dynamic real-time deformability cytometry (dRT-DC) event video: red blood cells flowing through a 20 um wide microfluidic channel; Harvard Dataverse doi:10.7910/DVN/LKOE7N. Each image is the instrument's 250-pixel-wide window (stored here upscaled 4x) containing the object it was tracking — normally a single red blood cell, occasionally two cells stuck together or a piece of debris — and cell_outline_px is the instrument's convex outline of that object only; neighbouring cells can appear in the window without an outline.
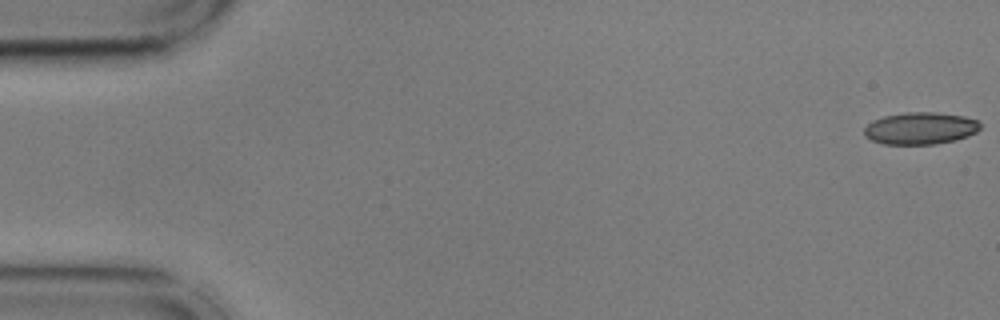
{"species": "common noctule bat (a hibernating species)", "species_latin": "Nyctalus noctula", "temperature_condition": "cold", "stored_images_in_passage": 55, "camera_frame_rate_fps": 3000, "um_per_image_px": 0.085, "animal": {"sex": "male", "body_mass_g": 17.9, "forearm_length_mm": 54.2}, "frame": {"image": 1, "passage_image": 1, "time_ms": 0.0, "image_size_px": [1000, 320], "cell_outline_px": [[980, 128], [976, 132], [968, 136], [956, 140], [936, 144], [884, 144], [872, 140], [864, 136], [864, 128], [872, 120], [884, 116], [904, 112], [936, 112], [964, 116], [980, 120]], "centroid_in_image_um": [78.24, 10.9], "position_along_channel_um": 6.8, "area_um2": 21.91}}
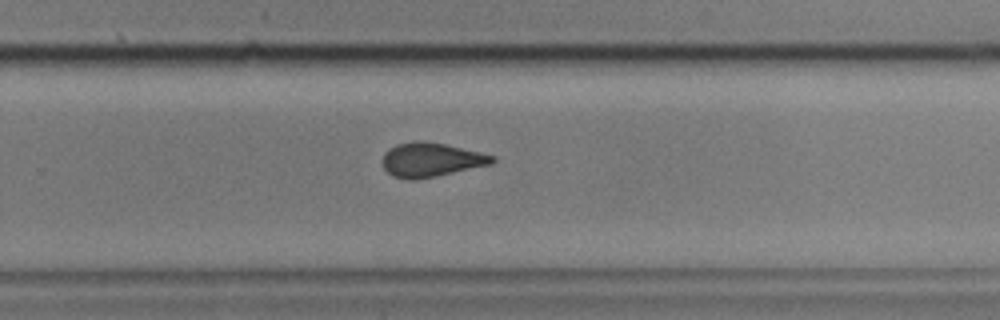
{"frame": {"image": 2, "passage_image": 36, "time_ms": 11.667, "image_size_px": [1000, 320], "cell_outline_px": [[496, 160], [492, 164], [436, 176], [412, 180], [408, 180], [392, 176], [384, 168], [384, 152], [388, 148], [396, 144], [420, 140], [444, 144], [496, 156]], "centroid_in_image_um": [36.63, 13.58], "position_along_channel_um": 293.2, "area_um2": 21.68}}
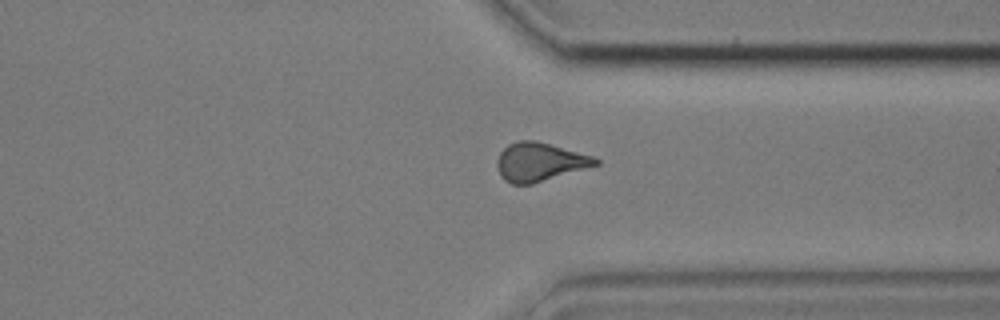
{"frame": {"image": 3, "passage_image": 42, "time_ms": 13.667, "image_size_px": [1000, 320], "cell_outline_px": [[600, 164], [532, 184], [512, 184], [504, 180], [500, 176], [496, 164], [496, 160], [500, 152], [508, 144], [516, 140], [536, 140], [592, 156], [600, 160]], "centroid_in_image_um": [45.83, 13.76], "position_along_channel_um": 365.6, "area_um2": 22.14}, "authors_computed_cell_mechanics": {"area_um2": 22.1374, "velocity_mm_per_s": 3.6237, "shape_relaxation_time_tau1_ms": null, "shape_relaxation_time_tau2_ms": 2.712, "deformation_change_tau1": null, "deformation_change_tau2": 0.1013}}